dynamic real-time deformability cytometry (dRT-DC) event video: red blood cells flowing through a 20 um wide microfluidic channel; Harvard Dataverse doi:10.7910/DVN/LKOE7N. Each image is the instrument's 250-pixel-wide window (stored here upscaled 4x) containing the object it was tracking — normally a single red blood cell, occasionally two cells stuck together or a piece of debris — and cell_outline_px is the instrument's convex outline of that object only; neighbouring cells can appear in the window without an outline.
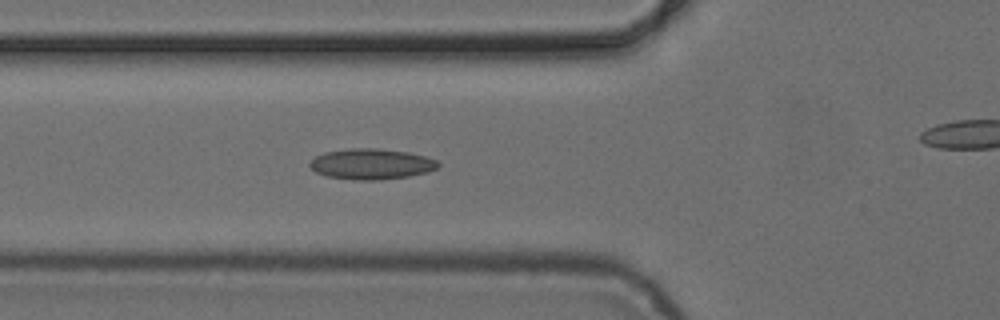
{"species": "common noctule bat (a hibernating species)", "species_latin": "Nyctalus noctula", "temperature_condition": "cold", "stored_images_in_passage": 5, "segment_of_instrument_passage": [1, 2], "camera_frame_rate_fps": 3000, "um_per_image_px": 0.085, "animal": {"sex": "female", "body_mass_g": 24.6, "forearm_length_mm": 56.2}, "frame": {"image": 1, "passage_image": 4, "time_ms": 3.333, "image_size_px": [1000, 320], "cell_outline_px": [[440, 164], [436, 168], [428, 172], [408, 176], [380, 180], [356, 180], [328, 176], [316, 172], [308, 164], [316, 156], [324, 152], [352, 148], [380, 148], [408, 152], [424, 156], [436, 160]], "centroid_in_image_um": [31.57, 13.94], "position_along_channel_um": 94.2, "area_um2": 22.83}}